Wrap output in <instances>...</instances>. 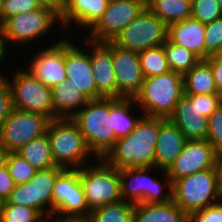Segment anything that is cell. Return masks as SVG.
Returning a JSON list of instances; mask_svg holds the SVG:
<instances>
[{"label": "cell", "instance_id": "cell-9", "mask_svg": "<svg viewBox=\"0 0 222 222\" xmlns=\"http://www.w3.org/2000/svg\"><path fill=\"white\" fill-rule=\"evenodd\" d=\"M12 69V76L5 75V78L11 89L13 108L54 119L52 88L38 81L24 66H13Z\"/></svg>", "mask_w": 222, "mask_h": 222}, {"label": "cell", "instance_id": "cell-1", "mask_svg": "<svg viewBox=\"0 0 222 222\" xmlns=\"http://www.w3.org/2000/svg\"><path fill=\"white\" fill-rule=\"evenodd\" d=\"M160 130V118L143 115L134 131L116 140L103 158L119 169L155 166V146Z\"/></svg>", "mask_w": 222, "mask_h": 222}, {"label": "cell", "instance_id": "cell-19", "mask_svg": "<svg viewBox=\"0 0 222 222\" xmlns=\"http://www.w3.org/2000/svg\"><path fill=\"white\" fill-rule=\"evenodd\" d=\"M90 61L97 85V99L117 98V82L113 66V42L90 40Z\"/></svg>", "mask_w": 222, "mask_h": 222}, {"label": "cell", "instance_id": "cell-2", "mask_svg": "<svg viewBox=\"0 0 222 222\" xmlns=\"http://www.w3.org/2000/svg\"><path fill=\"white\" fill-rule=\"evenodd\" d=\"M72 119L97 158H104L114 147L113 98L89 100Z\"/></svg>", "mask_w": 222, "mask_h": 222}, {"label": "cell", "instance_id": "cell-18", "mask_svg": "<svg viewBox=\"0 0 222 222\" xmlns=\"http://www.w3.org/2000/svg\"><path fill=\"white\" fill-rule=\"evenodd\" d=\"M113 66L117 82V98H134L145 79L139 54L113 43Z\"/></svg>", "mask_w": 222, "mask_h": 222}, {"label": "cell", "instance_id": "cell-3", "mask_svg": "<svg viewBox=\"0 0 222 222\" xmlns=\"http://www.w3.org/2000/svg\"><path fill=\"white\" fill-rule=\"evenodd\" d=\"M46 133L52 145V158L56 166L80 169L98 159L89 149L85 137L72 118L50 120Z\"/></svg>", "mask_w": 222, "mask_h": 222}, {"label": "cell", "instance_id": "cell-22", "mask_svg": "<svg viewBox=\"0 0 222 222\" xmlns=\"http://www.w3.org/2000/svg\"><path fill=\"white\" fill-rule=\"evenodd\" d=\"M187 139L169 119L160 118V130L155 146V167L167 170L182 152Z\"/></svg>", "mask_w": 222, "mask_h": 222}, {"label": "cell", "instance_id": "cell-50", "mask_svg": "<svg viewBox=\"0 0 222 222\" xmlns=\"http://www.w3.org/2000/svg\"><path fill=\"white\" fill-rule=\"evenodd\" d=\"M217 56L222 58V47H221L220 51L218 52Z\"/></svg>", "mask_w": 222, "mask_h": 222}, {"label": "cell", "instance_id": "cell-11", "mask_svg": "<svg viewBox=\"0 0 222 222\" xmlns=\"http://www.w3.org/2000/svg\"><path fill=\"white\" fill-rule=\"evenodd\" d=\"M63 170L60 166L38 170L29 182L15 185L7 201L34 208L49 221L53 216L54 183Z\"/></svg>", "mask_w": 222, "mask_h": 222}, {"label": "cell", "instance_id": "cell-34", "mask_svg": "<svg viewBox=\"0 0 222 222\" xmlns=\"http://www.w3.org/2000/svg\"><path fill=\"white\" fill-rule=\"evenodd\" d=\"M4 163L15 185L29 182L38 171L17 152H7Z\"/></svg>", "mask_w": 222, "mask_h": 222}, {"label": "cell", "instance_id": "cell-40", "mask_svg": "<svg viewBox=\"0 0 222 222\" xmlns=\"http://www.w3.org/2000/svg\"><path fill=\"white\" fill-rule=\"evenodd\" d=\"M12 105V93L5 76L0 77V125L9 116Z\"/></svg>", "mask_w": 222, "mask_h": 222}, {"label": "cell", "instance_id": "cell-21", "mask_svg": "<svg viewBox=\"0 0 222 222\" xmlns=\"http://www.w3.org/2000/svg\"><path fill=\"white\" fill-rule=\"evenodd\" d=\"M168 119L181 130L187 140L207 139L208 118L198 108L197 94H185Z\"/></svg>", "mask_w": 222, "mask_h": 222}, {"label": "cell", "instance_id": "cell-31", "mask_svg": "<svg viewBox=\"0 0 222 222\" xmlns=\"http://www.w3.org/2000/svg\"><path fill=\"white\" fill-rule=\"evenodd\" d=\"M168 65L173 72L184 75L201 59L188 49L171 43L168 39L162 45Z\"/></svg>", "mask_w": 222, "mask_h": 222}, {"label": "cell", "instance_id": "cell-42", "mask_svg": "<svg viewBox=\"0 0 222 222\" xmlns=\"http://www.w3.org/2000/svg\"><path fill=\"white\" fill-rule=\"evenodd\" d=\"M15 184L13 178L11 177L6 164L0 165V199L6 201L11 192L14 190Z\"/></svg>", "mask_w": 222, "mask_h": 222}, {"label": "cell", "instance_id": "cell-51", "mask_svg": "<svg viewBox=\"0 0 222 222\" xmlns=\"http://www.w3.org/2000/svg\"><path fill=\"white\" fill-rule=\"evenodd\" d=\"M221 171V191H222V168H220Z\"/></svg>", "mask_w": 222, "mask_h": 222}, {"label": "cell", "instance_id": "cell-14", "mask_svg": "<svg viewBox=\"0 0 222 222\" xmlns=\"http://www.w3.org/2000/svg\"><path fill=\"white\" fill-rule=\"evenodd\" d=\"M146 7L144 0H110L98 22L86 33L94 42L113 41Z\"/></svg>", "mask_w": 222, "mask_h": 222}, {"label": "cell", "instance_id": "cell-26", "mask_svg": "<svg viewBox=\"0 0 222 222\" xmlns=\"http://www.w3.org/2000/svg\"><path fill=\"white\" fill-rule=\"evenodd\" d=\"M143 115L133 98H113V129L116 139L126 137L134 131Z\"/></svg>", "mask_w": 222, "mask_h": 222}, {"label": "cell", "instance_id": "cell-4", "mask_svg": "<svg viewBox=\"0 0 222 222\" xmlns=\"http://www.w3.org/2000/svg\"><path fill=\"white\" fill-rule=\"evenodd\" d=\"M184 95L183 75L169 71L145 78L133 99L144 115L168 119Z\"/></svg>", "mask_w": 222, "mask_h": 222}, {"label": "cell", "instance_id": "cell-49", "mask_svg": "<svg viewBox=\"0 0 222 222\" xmlns=\"http://www.w3.org/2000/svg\"><path fill=\"white\" fill-rule=\"evenodd\" d=\"M219 166L222 168V152L219 154Z\"/></svg>", "mask_w": 222, "mask_h": 222}, {"label": "cell", "instance_id": "cell-5", "mask_svg": "<svg viewBox=\"0 0 222 222\" xmlns=\"http://www.w3.org/2000/svg\"><path fill=\"white\" fill-rule=\"evenodd\" d=\"M173 202L188 215L222 200L219 164L196 172L172 184Z\"/></svg>", "mask_w": 222, "mask_h": 222}, {"label": "cell", "instance_id": "cell-27", "mask_svg": "<svg viewBox=\"0 0 222 222\" xmlns=\"http://www.w3.org/2000/svg\"><path fill=\"white\" fill-rule=\"evenodd\" d=\"M184 94H220L215 84L213 70L206 60H200L183 75Z\"/></svg>", "mask_w": 222, "mask_h": 222}, {"label": "cell", "instance_id": "cell-13", "mask_svg": "<svg viewBox=\"0 0 222 222\" xmlns=\"http://www.w3.org/2000/svg\"><path fill=\"white\" fill-rule=\"evenodd\" d=\"M84 36L82 43L86 48L74 44L70 35L64 36V67L67 80L89 100H94L97 99V85L91 68L90 40Z\"/></svg>", "mask_w": 222, "mask_h": 222}, {"label": "cell", "instance_id": "cell-7", "mask_svg": "<svg viewBox=\"0 0 222 222\" xmlns=\"http://www.w3.org/2000/svg\"><path fill=\"white\" fill-rule=\"evenodd\" d=\"M59 26L61 28L59 15L51 8L41 6L39 9L7 18L2 23V32L8 48L11 46L12 49V44L24 47L31 43L36 47L35 42L43 41V37L46 38Z\"/></svg>", "mask_w": 222, "mask_h": 222}, {"label": "cell", "instance_id": "cell-12", "mask_svg": "<svg viewBox=\"0 0 222 222\" xmlns=\"http://www.w3.org/2000/svg\"><path fill=\"white\" fill-rule=\"evenodd\" d=\"M50 119L39 113L13 108L0 125V146L7 152H16L29 141L47 132Z\"/></svg>", "mask_w": 222, "mask_h": 222}, {"label": "cell", "instance_id": "cell-39", "mask_svg": "<svg viewBox=\"0 0 222 222\" xmlns=\"http://www.w3.org/2000/svg\"><path fill=\"white\" fill-rule=\"evenodd\" d=\"M189 222H222V200L192 212L189 215Z\"/></svg>", "mask_w": 222, "mask_h": 222}, {"label": "cell", "instance_id": "cell-38", "mask_svg": "<svg viewBox=\"0 0 222 222\" xmlns=\"http://www.w3.org/2000/svg\"><path fill=\"white\" fill-rule=\"evenodd\" d=\"M36 0H3V22L10 17L39 9Z\"/></svg>", "mask_w": 222, "mask_h": 222}, {"label": "cell", "instance_id": "cell-16", "mask_svg": "<svg viewBox=\"0 0 222 222\" xmlns=\"http://www.w3.org/2000/svg\"><path fill=\"white\" fill-rule=\"evenodd\" d=\"M219 154L207 140H187L182 152L166 170L172 184L196 172L215 168Z\"/></svg>", "mask_w": 222, "mask_h": 222}, {"label": "cell", "instance_id": "cell-8", "mask_svg": "<svg viewBox=\"0 0 222 222\" xmlns=\"http://www.w3.org/2000/svg\"><path fill=\"white\" fill-rule=\"evenodd\" d=\"M79 173L90 210L122 200L119 170L103 158L81 167Z\"/></svg>", "mask_w": 222, "mask_h": 222}, {"label": "cell", "instance_id": "cell-35", "mask_svg": "<svg viewBox=\"0 0 222 222\" xmlns=\"http://www.w3.org/2000/svg\"><path fill=\"white\" fill-rule=\"evenodd\" d=\"M191 17L208 24L222 17V8L217 0H192Z\"/></svg>", "mask_w": 222, "mask_h": 222}, {"label": "cell", "instance_id": "cell-33", "mask_svg": "<svg viewBox=\"0 0 222 222\" xmlns=\"http://www.w3.org/2000/svg\"><path fill=\"white\" fill-rule=\"evenodd\" d=\"M48 220L36 209L2 202L0 222H47Z\"/></svg>", "mask_w": 222, "mask_h": 222}, {"label": "cell", "instance_id": "cell-15", "mask_svg": "<svg viewBox=\"0 0 222 222\" xmlns=\"http://www.w3.org/2000/svg\"><path fill=\"white\" fill-rule=\"evenodd\" d=\"M79 169H64L53 188V216H90Z\"/></svg>", "mask_w": 222, "mask_h": 222}, {"label": "cell", "instance_id": "cell-29", "mask_svg": "<svg viewBox=\"0 0 222 222\" xmlns=\"http://www.w3.org/2000/svg\"><path fill=\"white\" fill-rule=\"evenodd\" d=\"M146 7L167 25L192 16V0H148Z\"/></svg>", "mask_w": 222, "mask_h": 222}, {"label": "cell", "instance_id": "cell-41", "mask_svg": "<svg viewBox=\"0 0 222 222\" xmlns=\"http://www.w3.org/2000/svg\"><path fill=\"white\" fill-rule=\"evenodd\" d=\"M221 105V94L198 95V108L207 118Z\"/></svg>", "mask_w": 222, "mask_h": 222}, {"label": "cell", "instance_id": "cell-23", "mask_svg": "<svg viewBox=\"0 0 222 222\" xmlns=\"http://www.w3.org/2000/svg\"><path fill=\"white\" fill-rule=\"evenodd\" d=\"M167 39L206 59L205 24L190 17L168 25Z\"/></svg>", "mask_w": 222, "mask_h": 222}, {"label": "cell", "instance_id": "cell-45", "mask_svg": "<svg viewBox=\"0 0 222 222\" xmlns=\"http://www.w3.org/2000/svg\"><path fill=\"white\" fill-rule=\"evenodd\" d=\"M50 222H92L90 216H52Z\"/></svg>", "mask_w": 222, "mask_h": 222}, {"label": "cell", "instance_id": "cell-28", "mask_svg": "<svg viewBox=\"0 0 222 222\" xmlns=\"http://www.w3.org/2000/svg\"><path fill=\"white\" fill-rule=\"evenodd\" d=\"M16 152L36 170H43L56 166L52 158V145L47 133L29 141Z\"/></svg>", "mask_w": 222, "mask_h": 222}, {"label": "cell", "instance_id": "cell-25", "mask_svg": "<svg viewBox=\"0 0 222 222\" xmlns=\"http://www.w3.org/2000/svg\"><path fill=\"white\" fill-rule=\"evenodd\" d=\"M133 222H189V215L173 200L167 203L135 204Z\"/></svg>", "mask_w": 222, "mask_h": 222}, {"label": "cell", "instance_id": "cell-54", "mask_svg": "<svg viewBox=\"0 0 222 222\" xmlns=\"http://www.w3.org/2000/svg\"><path fill=\"white\" fill-rule=\"evenodd\" d=\"M2 202H3V201L0 199V210H1Z\"/></svg>", "mask_w": 222, "mask_h": 222}, {"label": "cell", "instance_id": "cell-36", "mask_svg": "<svg viewBox=\"0 0 222 222\" xmlns=\"http://www.w3.org/2000/svg\"><path fill=\"white\" fill-rule=\"evenodd\" d=\"M222 47V17L205 24L206 59L217 55Z\"/></svg>", "mask_w": 222, "mask_h": 222}, {"label": "cell", "instance_id": "cell-20", "mask_svg": "<svg viewBox=\"0 0 222 222\" xmlns=\"http://www.w3.org/2000/svg\"><path fill=\"white\" fill-rule=\"evenodd\" d=\"M109 2L110 0H65L59 16L61 31L71 36L74 33L71 29L75 26L77 30L80 28L82 32L84 29L88 32L102 17Z\"/></svg>", "mask_w": 222, "mask_h": 222}, {"label": "cell", "instance_id": "cell-47", "mask_svg": "<svg viewBox=\"0 0 222 222\" xmlns=\"http://www.w3.org/2000/svg\"><path fill=\"white\" fill-rule=\"evenodd\" d=\"M6 152L4 149L0 146V165L4 163V157H5Z\"/></svg>", "mask_w": 222, "mask_h": 222}, {"label": "cell", "instance_id": "cell-44", "mask_svg": "<svg viewBox=\"0 0 222 222\" xmlns=\"http://www.w3.org/2000/svg\"><path fill=\"white\" fill-rule=\"evenodd\" d=\"M11 51H9V48L7 47V44H6V41H5V38H4V36H3V32L1 31L0 32V69H2V70H0V77H3V76H5V75H7V73L5 74L4 72V70H7V68H11L12 66H10V67H8V65H9V62H8V57L7 56H10L8 53H10ZM6 63H5V62ZM7 63H8V65H7ZM3 64L4 65H7V66H3ZM2 66V67H1ZM6 68V69H4V68ZM4 69V70H3ZM2 72L4 73V74H2Z\"/></svg>", "mask_w": 222, "mask_h": 222}, {"label": "cell", "instance_id": "cell-52", "mask_svg": "<svg viewBox=\"0 0 222 222\" xmlns=\"http://www.w3.org/2000/svg\"><path fill=\"white\" fill-rule=\"evenodd\" d=\"M218 3L220 4L221 8H222V0H217Z\"/></svg>", "mask_w": 222, "mask_h": 222}, {"label": "cell", "instance_id": "cell-43", "mask_svg": "<svg viewBox=\"0 0 222 222\" xmlns=\"http://www.w3.org/2000/svg\"><path fill=\"white\" fill-rule=\"evenodd\" d=\"M211 66L214 74L215 84L218 92L222 93V58L217 55H211L205 59Z\"/></svg>", "mask_w": 222, "mask_h": 222}, {"label": "cell", "instance_id": "cell-24", "mask_svg": "<svg viewBox=\"0 0 222 222\" xmlns=\"http://www.w3.org/2000/svg\"><path fill=\"white\" fill-rule=\"evenodd\" d=\"M89 99L68 80L52 88L54 118H73Z\"/></svg>", "mask_w": 222, "mask_h": 222}, {"label": "cell", "instance_id": "cell-30", "mask_svg": "<svg viewBox=\"0 0 222 222\" xmlns=\"http://www.w3.org/2000/svg\"><path fill=\"white\" fill-rule=\"evenodd\" d=\"M134 203L120 200L91 210L92 222H133Z\"/></svg>", "mask_w": 222, "mask_h": 222}, {"label": "cell", "instance_id": "cell-37", "mask_svg": "<svg viewBox=\"0 0 222 222\" xmlns=\"http://www.w3.org/2000/svg\"><path fill=\"white\" fill-rule=\"evenodd\" d=\"M206 140L218 154L222 152V105L208 117V135Z\"/></svg>", "mask_w": 222, "mask_h": 222}, {"label": "cell", "instance_id": "cell-53", "mask_svg": "<svg viewBox=\"0 0 222 222\" xmlns=\"http://www.w3.org/2000/svg\"><path fill=\"white\" fill-rule=\"evenodd\" d=\"M2 31V23H1V21H0V32Z\"/></svg>", "mask_w": 222, "mask_h": 222}, {"label": "cell", "instance_id": "cell-48", "mask_svg": "<svg viewBox=\"0 0 222 222\" xmlns=\"http://www.w3.org/2000/svg\"><path fill=\"white\" fill-rule=\"evenodd\" d=\"M0 21L3 23V0H0Z\"/></svg>", "mask_w": 222, "mask_h": 222}, {"label": "cell", "instance_id": "cell-32", "mask_svg": "<svg viewBox=\"0 0 222 222\" xmlns=\"http://www.w3.org/2000/svg\"><path fill=\"white\" fill-rule=\"evenodd\" d=\"M139 61L145 78L171 71L163 46L139 52Z\"/></svg>", "mask_w": 222, "mask_h": 222}, {"label": "cell", "instance_id": "cell-46", "mask_svg": "<svg viewBox=\"0 0 222 222\" xmlns=\"http://www.w3.org/2000/svg\"><path fill=\"white\" fill-rule=\"evenodd\" d=\"M38 4L42 7L51 8L59 16L62 12L65 0H36Z\"/></svg>", "mask_w": 222, "mask_h": 222}, {"label": "cell", "instance_id": "cell-6", "mask_svg": "<svg viewBox=\"0 0 222 222\" xmlns=\"http://www.w3.org/2000/svg\"><path fill=\"white\" fill-rule=\"evenodd\" d=\"M151 170L154 171V175L156 171L162 174L163 178L161 179L163 180L154 178L151 175ZM119 176L123 201L134 204H157L172 200V182L166 170L155 166L125 168L119 169ZM163 181L165 182L163 183Z\"/></svg>", "mask_w": 222, "mask_h": 222}, {"label": "cell", "instance_id": "cell-10", "mask_svg": "<svg viewBox=\"0 0 222 222\" xmlns=\"http://www.w3.org/2000/svg\"><path fill=\"white\" fill-rule=\"evenodd\" d=\"M168 25L147 7L112 41L133 52L162 46L167 40Z\"/></svg>", "mask_w": 222, "mask_h": 222}, {"label": "cell", "instance_id": "cell-17", "mask_svg": "<svg viewBox=\"0 0 222 222\" xmlns=\"http://www.w3.org/2000/svg\"><path fill=\"white\" fill-rule=\"evenodd\" d=\"M63 36L65 35L60 36L62 38L56 39L54 43L49 41L51 45L44 43L46 48L39 49L38 46V53H33L34 55L29 60H26V70L38 81L50 88L58 85L63 80H67L64 67Z\"/></svg>", "mask_w": 222, "mask_h": 222}]
</instances>
